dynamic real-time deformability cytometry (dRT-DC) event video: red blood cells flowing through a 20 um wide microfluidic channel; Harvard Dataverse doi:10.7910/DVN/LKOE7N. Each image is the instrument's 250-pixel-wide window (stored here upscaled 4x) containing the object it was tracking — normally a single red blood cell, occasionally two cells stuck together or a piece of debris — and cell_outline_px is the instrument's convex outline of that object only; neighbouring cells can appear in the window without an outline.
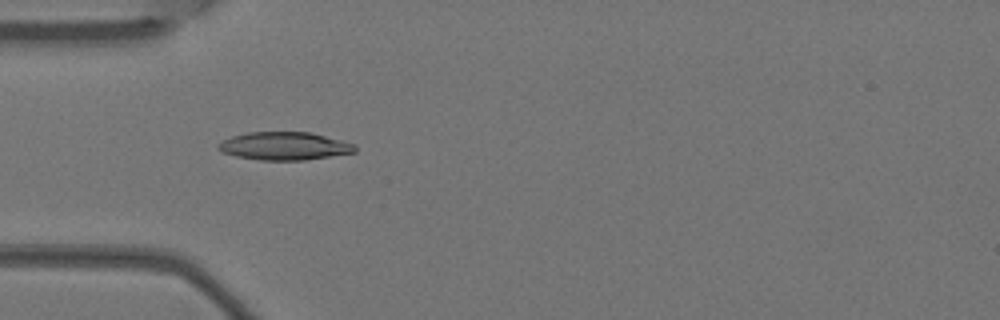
{"species": "Egyptian fruit bat (a non-hibernating species)", "species_latin": "Rousettus aegyptiacus", "temperature_condition": "warm", "stored_images_in_passage": 9, "camera_frame_rate_fps": 3000, "um_per_image_px": 0.085, "animal": {"sex": "female"}, "frame": {"image": 1, "passage_image": 3, "time_ms": 0.667, "image_size_px": [1000, 320], "cell_outline_px": [[356, 152], [304, 160], [260, 160], [236, 156], [224, 152], [216, 148], [216, 144], [232, 136], [248, 132], [312, 132], [356, 144]], "centroid_in_image_um": [24.19, 12.41], "position_along_channel_um": 60.8, "area_um2": 22.31}}
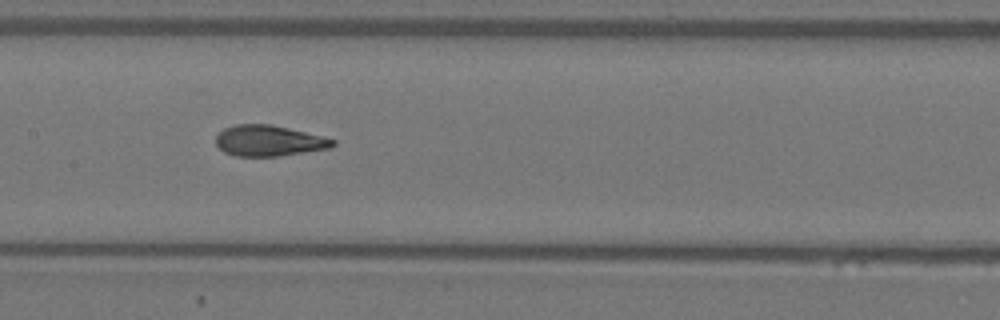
{"frame": {"image": 2, "passage_image": 6, "time_ms": 1.667, "image_size_px": [1000, 320], "cell_outline_px": [[336, 144], [332, 148], [280, 156], [236, 156], [224, 152], [216, 144], [216, 136], [224, 128], [236, 124], [272, 124], [336, 140]], "centroid_in_image_um": [22.86, 11.97], "position_along_channel_um": 184.5, "area_um2": 20.98}}
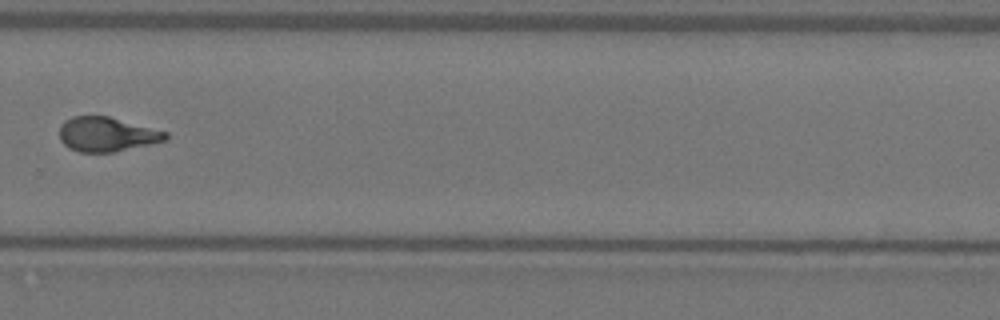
{"frame": {"image": 3, "passage_image": 9, "time_ms": 2.667, "image_size_px": [1000, 320], "cell_outline_px": [[168, 136], [164, 140], [152, 144], [112, 152], [80, 152], [68, 148], [60, 140], [60, 124], [64, 120], [72, 116], [108, 116], [168, 132]], "centroid_in_image_um": [9.05, 11.41], "position_along_channel_um": 320.8, "area_um2": 21.27}}